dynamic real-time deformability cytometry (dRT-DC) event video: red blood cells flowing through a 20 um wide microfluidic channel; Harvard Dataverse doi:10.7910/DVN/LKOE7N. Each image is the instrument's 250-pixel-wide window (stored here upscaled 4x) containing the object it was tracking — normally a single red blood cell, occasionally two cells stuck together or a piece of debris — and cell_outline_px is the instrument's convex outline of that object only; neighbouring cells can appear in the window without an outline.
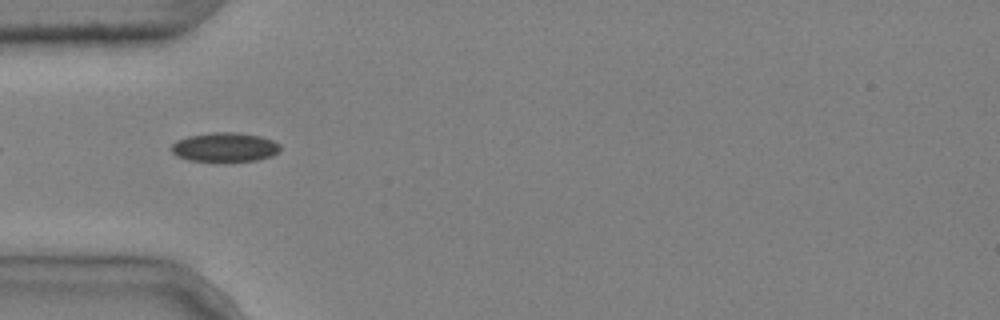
{"species": "common noctule bat (a hibernating species)", "species_latin": "Nyctalus noctula", "temperature_condition": "cold", "stored_images_in_passage": 13, "camera_frame_rate_fps": 3000, "um_per_image_px": 0.085, "animal": {"sex": "male", "body_mass_g": 20.4}, "frame": {"image": 1, "passage_image": 4, "time_ms": 1.0, "image_size_px": [1000, 320], "cell_outline_px": [[280, 152], [272, 156], [256, 160], [224, 164], [188, 160], [176, 156], [172, 152], [172, 144], [176, 140], [188, 136], [212, 132], [240, 132], [260, 136], [272, 140], [280, 144]], "centroid_in_image_um": [19.11, 12.55], "position_along_channel_um": 65.9, "area_um2": 19.36}}
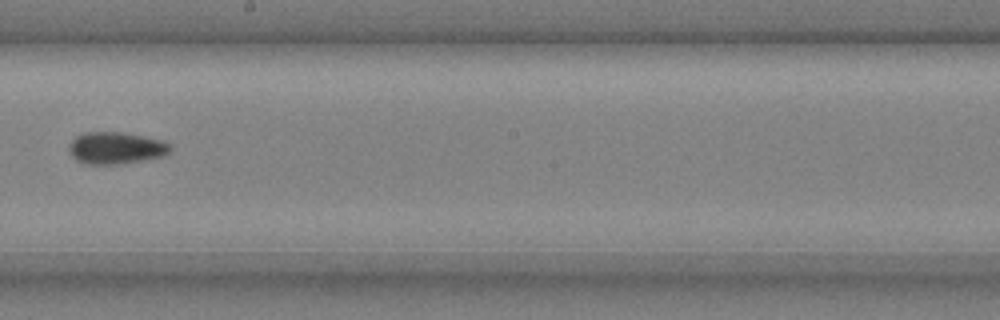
{"frame": {"image": 2, "passage_image": 8, "time_ms": 2.333, "image_size_px": [1000, 320], "cell_outline_px": [[172, 148], [164, 156], [124, 164], [84, 164], [76, 160], [72, 156], [68, 148], [72, 140], [76, 136], [84, 132], [120, 132], [160, 140], [172, 144]], "centroid_in_image_um": [9.84, 12.59], "position_along_channel_um": 238.4, "area_um2": 18.9}}
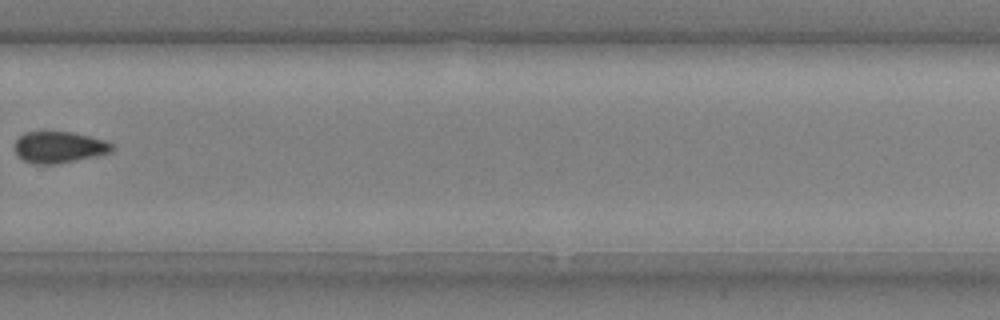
{"frame": {"image": 3, "passage_image": 10, "time_ms": 3.0, "image_size_px": [1000, 320], "cell_outline_px": [[112, 152], [96, 156], [56, 164], [32, 164], [16, 156], [16, 140], [24, 132], [72, 132], [108, 140], [112, 144]], "centroid_in_image_um": [5.04, 12.51], "position_along_channel_um": 324.8, "area_um2": 17.86}}